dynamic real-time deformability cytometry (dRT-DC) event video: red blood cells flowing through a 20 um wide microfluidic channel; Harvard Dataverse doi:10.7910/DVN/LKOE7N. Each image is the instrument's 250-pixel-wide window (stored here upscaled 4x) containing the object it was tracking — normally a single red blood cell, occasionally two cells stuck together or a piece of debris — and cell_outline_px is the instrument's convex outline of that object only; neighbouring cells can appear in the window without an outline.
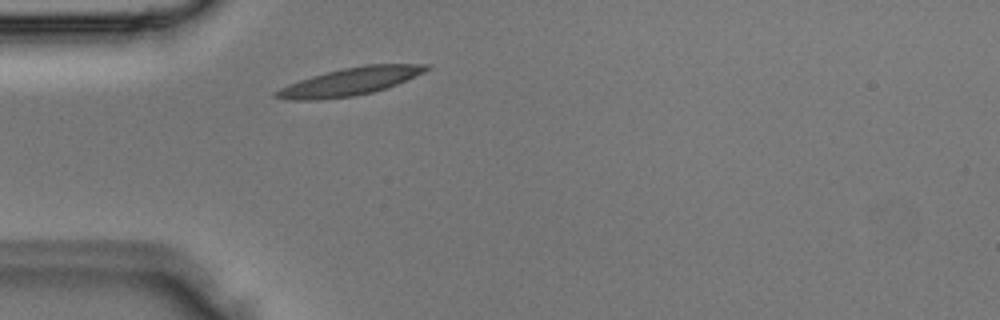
{"species": "Egyptian fruit bat (a non-hibernating species)", "species_latin": "Rousettus aegyptiacus", "temperature_condition": "room temperature", "stored_images_in_passage": 1, "camera_frame_rate_fps": 3000, "um_per_image_px": 0.085, "animal": {"sex": "male"}, "frame": {"image": 1, "passage_image": 1, "time_ms": 0.0, "image_size_px": [1000, 320], "cell_outline_px": [[432, 68], [424, 72], [396, 84], [372, 92], [352, 96], [316, 100], [284, 100], [272, 96], [272, 92], [288, 84], [312, 76], [344, 68], [364, 64], [428, 64]], "centroid_in_image_um": [29.7, 6.94], "position_along_channel_um": 55.3, "area_um2": 24.04}}